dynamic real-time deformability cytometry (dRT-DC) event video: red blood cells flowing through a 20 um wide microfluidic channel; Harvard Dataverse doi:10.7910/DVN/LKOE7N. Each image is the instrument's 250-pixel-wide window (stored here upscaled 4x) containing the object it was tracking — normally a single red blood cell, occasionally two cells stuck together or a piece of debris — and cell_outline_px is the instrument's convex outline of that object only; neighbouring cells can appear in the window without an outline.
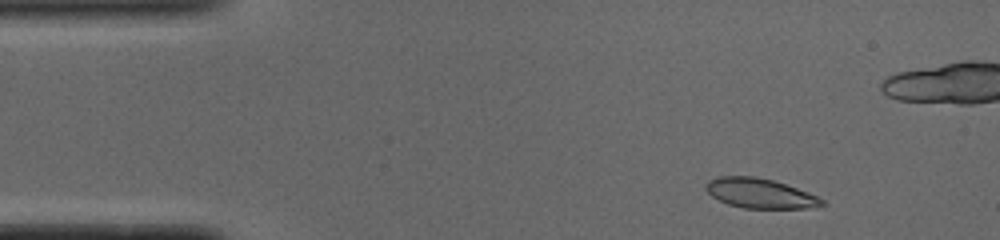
{"species": "common noctule bat (a hibernating species)", "species_latin": "Nyctalus noctula", "temperature_condition": "cold", "stored_images_in_passage": 51, "camera_frame_rate_fps": 3000, "um_per_image_px": 0.085, "animal": {"sex": "male", "body_mass_g": 19.0, "forearm_length_mm": 50.8}, "frame": {"image": 1, "passage_image": 5, "time_ms": 1.333, "image_size_px": [1000, 240], "cell_outline_px": [[824, 204], [808, 208], [744, 208], [728, 204], [712, 196], [704, 188], [708, 180], [720, 176], [756, 176], [772, 180], [808, 192], [824, 200]], "centroid_in_image_um": [64.56, 16.42], "position_along_channel_um": 20.4, "area_um2": 19.88}}
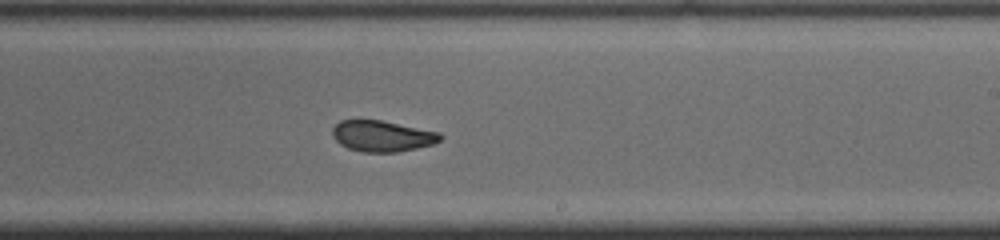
{"frame": {"image": 2, "passage_image": 29, "time_ms": 9.333, "image_size_px": [1000, 240], "cell_outline_px": [[444, 136], [440, 140], [432, 144], [416, 148], [396, 152], [364, 152], [348, 148], [340, 144], [332, 136], [332, 128], [340, 120], [380, 120], [440, 132]], "centroid_in_image_um": [32.48, 11.56], "position_along_channel_um": 256.5, "area_um2": 19.42}}
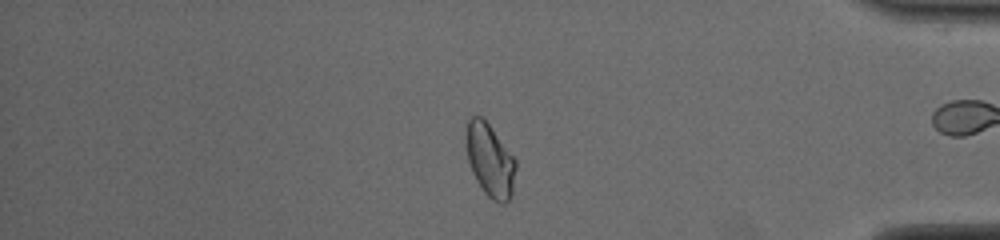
{"frame": {"image": 3, "passage_image": 42, "time_ms": 13.667, "image_size_px": [1000, 240], "cell_outline_px": [[516, 168], [512, 192], [508, 200], [504, 204], [500, 204], [492, 200], [484, 192], [476, 180], [472, 172], [468, 160], [464, 136], [468, 120], [472, 116], [480, 116], [488, 124], [516, 160]], "centroid_in_image_um": [41.63, 13.63], "position_along_channel_um": 393.6, "area_um2": 21.04}, "authors_computed_cell_mechanics": {"area_um2": 20.3456, "velocity_mm_per_s": 3.8828, "shape_relaxation_time_tau1_ms": 8.5675, "shape_relaxation_time_tau2_ms": 1.33, "deformation_change_tau1": 0.1938, "deformation_change_tau2": 0.052}}